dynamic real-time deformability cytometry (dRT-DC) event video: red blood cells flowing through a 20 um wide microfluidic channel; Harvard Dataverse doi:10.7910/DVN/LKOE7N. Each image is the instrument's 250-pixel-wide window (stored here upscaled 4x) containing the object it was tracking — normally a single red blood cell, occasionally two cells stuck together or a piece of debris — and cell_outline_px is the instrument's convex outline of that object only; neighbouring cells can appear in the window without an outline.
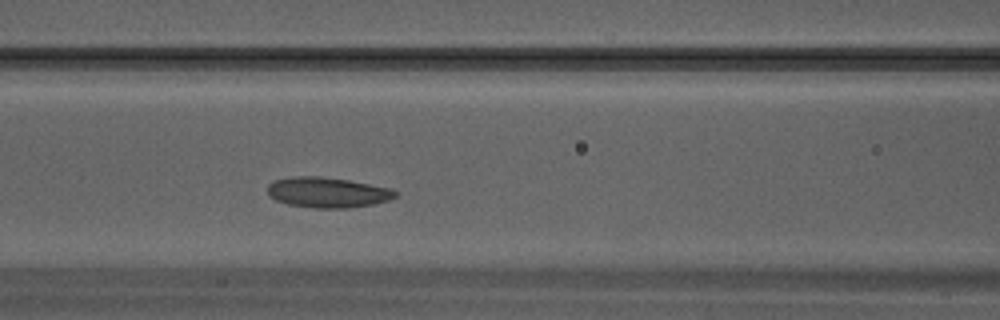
{"species": "Egyptian fruit bat (a non-hibernating species)", "species_latin": "Rousettus aegyptiacus", "temperature_condition": "warm", "stored_images_in_passage": 15, "camera_frame_rate_fps": 3000, "um_per_image_px": 0.085, "animal": {"sex": "male"}, "frame": {"image": 1, "passage_image": 9, "time_ms": 2.667, "image_size_px": [1000, 320], "cell_outline_px": [[396, 196], [388, 200], [372, 204], [348, 208], [316, 208], [288, 204], [276, 200], [268, 196], [268, 184], [276, 180], [292, 176], [320, 176], [348, 180], [392, 188], [396, 192]], "centroid_in_image_um": [27.82, 16.35], "position_along_channel_um": 138.8, "area_um2": 22.54}}
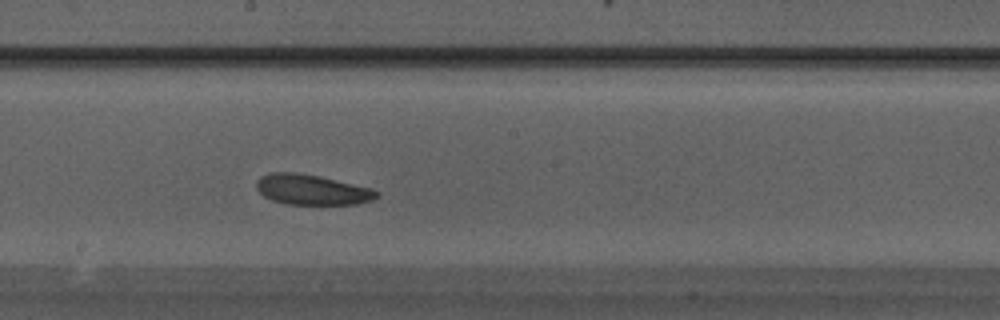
{"frame": {"image": 2, "passage_image": 13, "time_ms": 4.0, "image_size_px": [1000, 320], "cell_outline_px": [[380, 196], [372, 200], [356, 204], [284, 204], [272, 200], [264, 196], [256, 188], [256, 180], [260, 176], [268, 172], [296, 172], [316, 176], [372, 188], [380, 192]], "centroid_in_image_um": [26.49, 16.12], "position_along_channel_um": 221.7, "area_um2": 21.21}}